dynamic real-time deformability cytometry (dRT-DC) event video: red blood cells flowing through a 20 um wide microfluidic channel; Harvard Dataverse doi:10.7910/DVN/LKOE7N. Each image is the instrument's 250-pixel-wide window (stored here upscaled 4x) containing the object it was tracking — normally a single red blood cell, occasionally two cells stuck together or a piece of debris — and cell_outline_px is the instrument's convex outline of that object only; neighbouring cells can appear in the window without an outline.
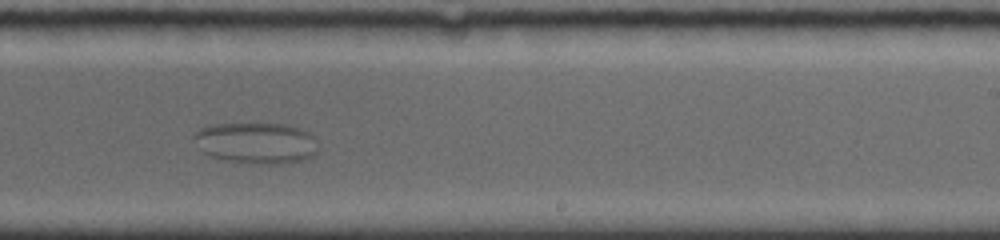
{"species": "common noctule bat (a hibernating species)", "species_latin": "Nyctalus noctula", "temperature_condition": "room temperature", "stored_images_in_passage": 24, "camera_frame_rate_fps": 4000, "um_per_image_px": 0.085, "animal": {"sex": "female", "body_mass_g": 19.0, "forearm_length_mm": 56.7}, "frame": {"image": 1, "passage_image": 17, "time_ms": 7.0, "image_size_px": [1000, 240], "cell_outline_px": [[316, 152], [312, 156], [304, 160], [280, 164], [248, 164], [224, 160], [212, 156], [204, 152], [192, 136], [200, 128], [212, 124], [284, 124], [300, 128], [308, 132], [312, 136]], "centroid_in_image_um": [21.76, 12.16], "position_along_channel_um": 267.2, "area_um2": 29.59}}